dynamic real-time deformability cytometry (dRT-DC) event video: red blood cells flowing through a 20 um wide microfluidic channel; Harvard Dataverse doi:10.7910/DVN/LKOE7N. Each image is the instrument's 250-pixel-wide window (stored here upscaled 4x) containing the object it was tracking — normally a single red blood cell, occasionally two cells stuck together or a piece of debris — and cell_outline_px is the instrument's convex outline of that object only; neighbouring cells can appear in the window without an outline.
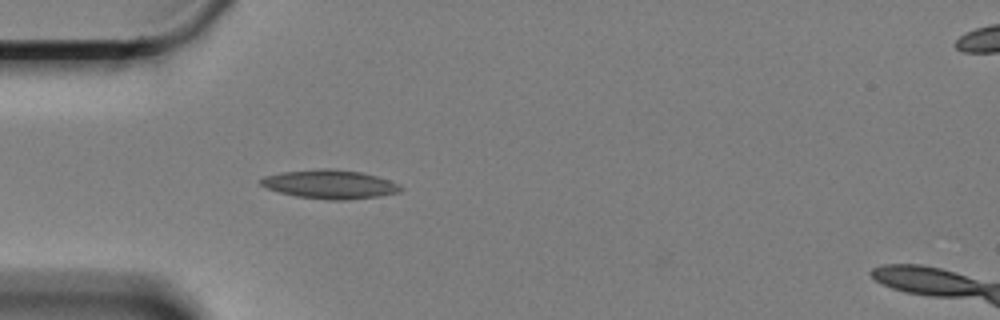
{"species": "Egyptian fruit bat (a non-hibernating species)", "species_latin": "Rousettus aegyptiacus", "temperature_condition": "cold", "stored_images_in_passage": 2, "camera_frame_rate_fps": 3000, "um_per_image_px": 0.085, "animal": {"sex": "female"}, "frame": {"image": 1, "passage_image": 1, "time_ms": 0.0, "image_size_px": [1000, 320], "cell_outline_px": [[404, 188], [400, 192], [376, 196], [344, 200], [328, 200], [296, 196], [280, 192], [268, 188], [260, 184], [260, 180], [264, 176], [280, 172], [324, 168], [360, 172], [376, 176], [400, 184]], "centroid_in_image_um": [28.04, 15.66], "position_along_channel_um": 57.0, "area_um2": 23.24}}